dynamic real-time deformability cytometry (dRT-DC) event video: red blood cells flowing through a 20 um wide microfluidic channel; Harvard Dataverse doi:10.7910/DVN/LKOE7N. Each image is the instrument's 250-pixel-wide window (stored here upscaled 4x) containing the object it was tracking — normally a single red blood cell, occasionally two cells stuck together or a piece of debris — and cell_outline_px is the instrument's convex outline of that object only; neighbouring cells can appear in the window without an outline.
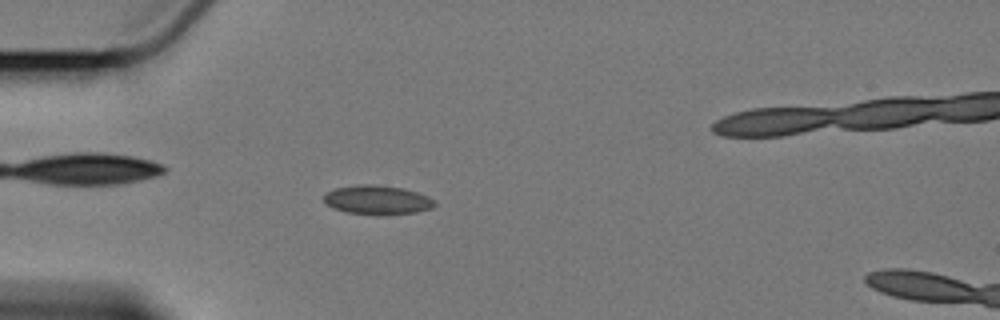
{"species": "Egyptian fruit bat (a non-hibernating species)", "species_latin": "Rousettus aegyptiacus", "temperature_condition": "cold", "stored_images_in_passage": 44, "camera_frame_rate_fps": 3000, "um_per_image_px": 0.085, "animal": {"sex": "female"}, "frame": {"image": 1, "passage_image": 1, "time_ms": 0.0, "image_size_px": [1000, 320], "cell_outline_px": [[436, 204], [432, 208], [416, 212], [376, 216], [344, 212], [332, 208], [324, 200], [324, 196], [328, 192], [336, 188], [356, 184], [372, 184], [404, 188], [428, 196], [436, 200]], "centroid_in_image_um": [32.09, 17.01], "position_along_channel_um": 52.9, "area_um2": 19.07}}
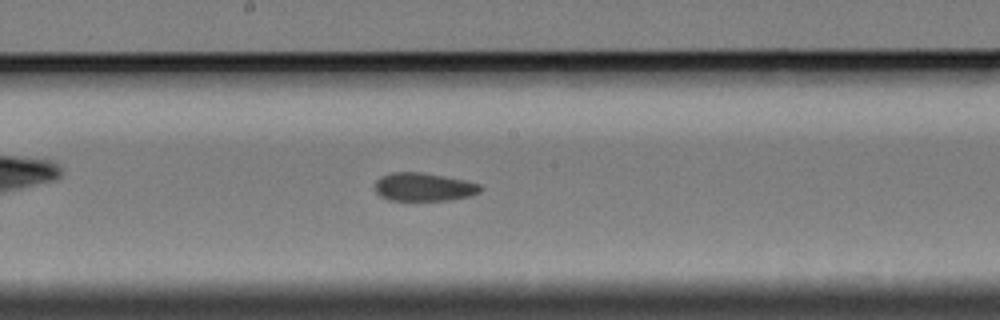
{"frame": {"image": 2, "passage_image": 16, "time_ms": 5.0, "image_size_px": [1000, 320], "cell_outline_px": [[484, 188], [480, 192], [468, 196], [452, 200], [388, 200], [380, 196], [376, 192], [376, 180], [380, 176], [392, 172], [420, 172], [444, 176], [464, 180], [480, 184]], "centroid_in_image_um": [36.02, 15.89], "position_along_channel_um": 212.2, "area_um2": 17.4}}
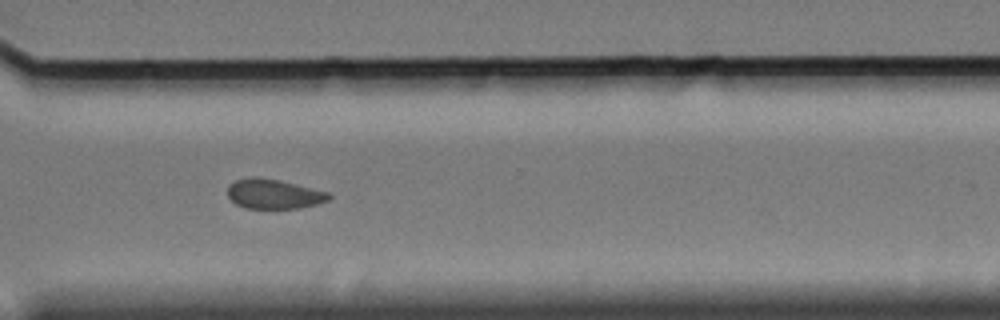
{"frame": {"image": 3, "passage_image": 28, "time_ms": 9.0, "image_size_px": [1000, 320], "cell_outline_px": [[332, 196], [328, 200], [316, 204], [300, 208], [244, 208], [236, 204], [228, 196], [228, 184], [236, 180], [252, 176], [256, 176], [280, 180], [328, 192]], "centroid_in_image_um": [23.25, 16.48], "position_along_channel_um": 347.4, "area_um2": 17.51}, "authors_computed_cell_mechanics": {"area_um2": 18.207, "velocity_mm_per_s": 3.383, "shape_relaxation_time_tau1_ms": null, "shape_relaxation_time_tau2_ms": 2.3005, "deformation_change_tau1": null, "deformation_change_tau2": 0.0674}}